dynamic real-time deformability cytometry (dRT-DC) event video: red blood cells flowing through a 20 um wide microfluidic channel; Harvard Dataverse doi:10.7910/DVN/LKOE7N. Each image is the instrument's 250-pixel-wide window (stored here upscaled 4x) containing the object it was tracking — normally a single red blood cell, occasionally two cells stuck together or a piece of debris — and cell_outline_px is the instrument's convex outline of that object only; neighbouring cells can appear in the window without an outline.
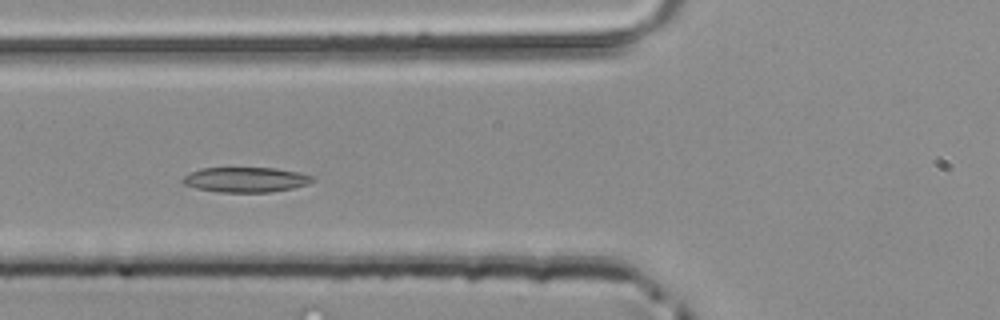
{"species": "common noctule bat (a hibernating species)", "species_latin": "Nyctalus noctula", "temperature_condition": "room temperature", "stored_images_in_passage": 36, "camera_frame_rate_fps": 3000, "um_per_image_px": 0.085, "animal": {"sex": "male", "body_mass_g": 20.4}, "frame": {"image": 1, "passage_image": 11, "time_ms": 3.333, "image_size_px": [1000, 320], "cell_outline_px": [[316, 180], [308, 184], [292, 188], [268, 192], [220, 192], [196, 188], [184, 184], [184, 176], [200, 168], [276, 168], [296, 172], [312, 176]], "centroid_in_image_um": [20.91, 15.27], "position_along_channel_um": 104.9, "area_um2": 18.67}}
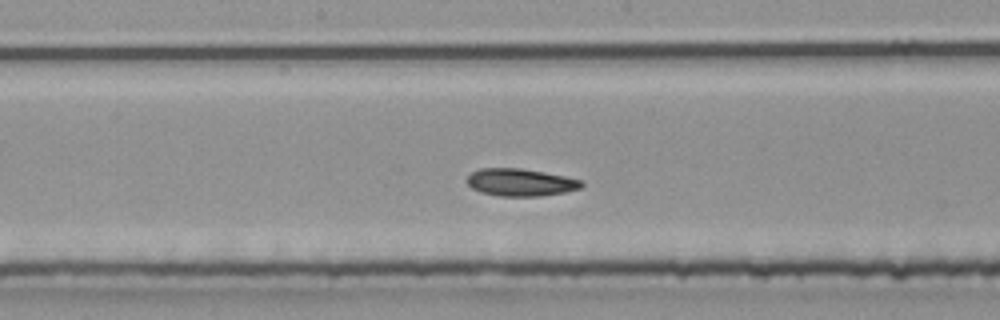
{"frame": {"image": 2, "passage_image": 18, "time_ms": 5.667, "image_size_px": [1000, 320], "cell_outline_px": [[584, 184], [580, 188], [564, 192], [540, 196], [500, 196], [480, 192], [472, 188], [468, 184], [468, 176], [472, 172], [480, 168], [520, 168], [544, 172], [584, 180]], "centroid_in_image_um": [44.26, 15.5], "position_along_channel_um": 203.9, "area_um2": 18.26}}
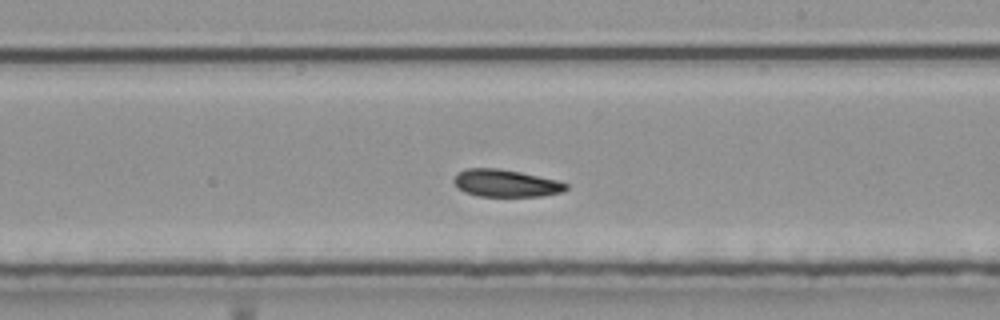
{"frame": {"image": 3, "passage_image": 21, "time_ms": 6.667, "image_size_px": [1000, 320], "cell_outline_px": [[568, 188], [564, 192], [540, 196], [480, 196], [464, 192], [452, 180], [460, 172], [468, 168], [496, 168], [520, 172], [560, 180], [568, 184]], "centroid_in_image_um": [43.06, 15.57], "position_along_channel_um": 245.9, "area_um2": 17.8}}